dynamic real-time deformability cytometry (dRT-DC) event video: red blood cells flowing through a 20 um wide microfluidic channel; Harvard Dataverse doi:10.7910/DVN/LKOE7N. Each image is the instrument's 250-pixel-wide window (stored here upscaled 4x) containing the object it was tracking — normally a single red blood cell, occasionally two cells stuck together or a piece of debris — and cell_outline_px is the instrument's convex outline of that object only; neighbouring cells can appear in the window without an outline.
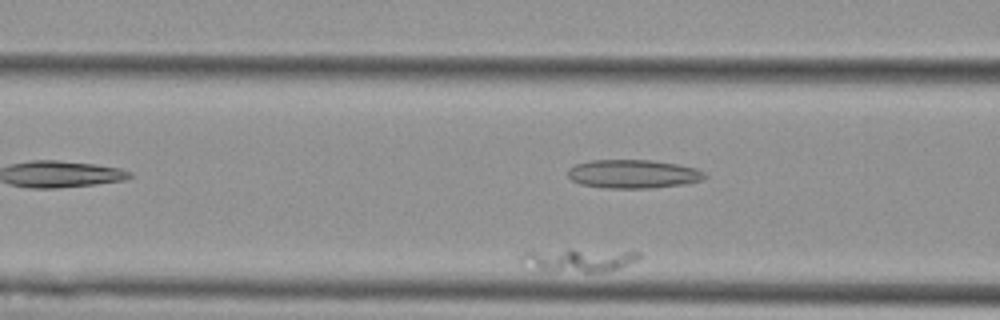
{"species": "Egyptian fruit bat (a non-hibernating species)", "species_latin": "Rousettus aegyptiacus", "temperature_condition": "cold", "stored_images_in_passage": 33, "camera_frame_rate_fps": 3000, "um_per_image_px": 0.085, "animal": {"sex": "female"}, "frame": {"image": 1, "passage_image": 5, "time_ms": 1.333, "image_size_px": [1000, 320], "cell_outline_px": [[640, 256], [636, 260], [620, 268], [600, 272], [544, 272], [524, 256], [524, 252], [568, 248], [572, 248], [640, 252]], "centroid_in_image_um": [49.34, 22.09], "position_along_channel_um": 117.3, "area_um2": 15.72}}
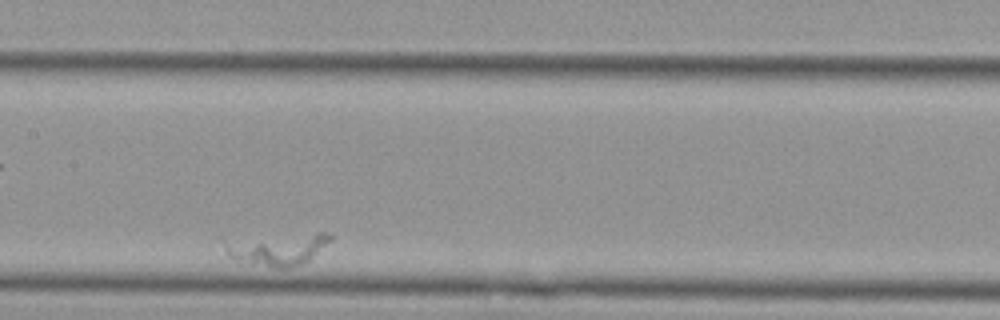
{"frame": {"image": 2, "passage_image": 13, "time_ms": 4.0, "image_size_px": [1000, 320], "cell_outline_px": [[332, 240], [308, 260], [300, 264], [288, 268], [272, 268], [240, 264], [228, 256], [224, 248], [224, 244], [316, 232], [328, 232], [332, 236]], "centroid_in_image_um": [23.66, 21.26], "position_along_channel_um": 183.7, "area_um2": 18.79}}
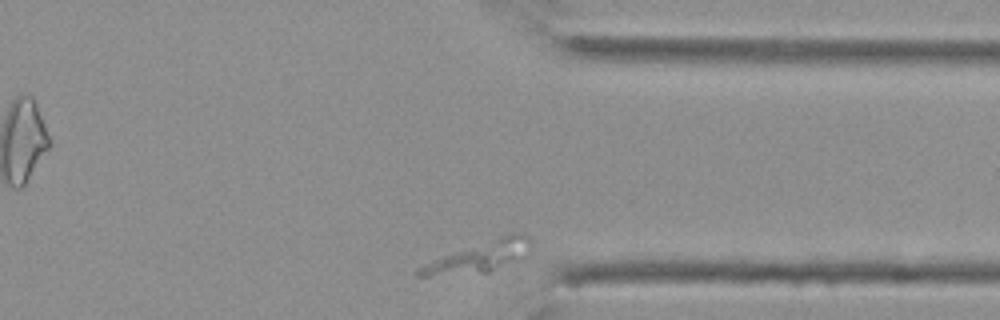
{"frame": {"image": 3, "passage_image": 33, "time_ms": 10.667, "image_size_px": [1000, 320], "cell_outline_px": [[532, 252], [524, 260], [488, 272], [432, 276], [416, 276], [416, 268], [424, 264], [504, 232], [524, 232], [528, 236], [532, 244]], "centroid_in_image_um": [40.92, 21.78], "position_along_channel_um": 370.5, "area_um2": 20.81}}